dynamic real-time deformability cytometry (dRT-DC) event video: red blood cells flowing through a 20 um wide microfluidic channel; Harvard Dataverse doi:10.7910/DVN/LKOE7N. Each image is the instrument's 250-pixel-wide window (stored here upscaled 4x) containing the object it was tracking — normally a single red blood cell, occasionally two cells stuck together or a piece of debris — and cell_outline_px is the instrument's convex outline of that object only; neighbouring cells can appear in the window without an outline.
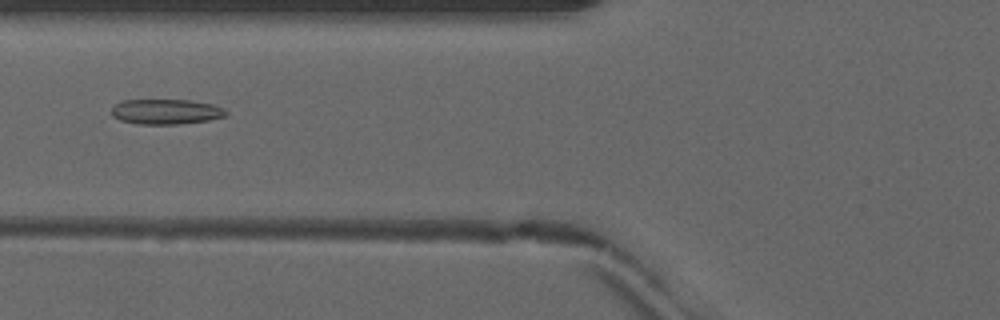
{"species": "common noctule bat (a hibernating species)", "species_latin": "Nyctalus noctula", "temperature_condition": "warm", "stored_images_in_passage": 49, "camera_frame_rate_fps": 3000, "um_per_image_px": 0.085, "animal": {"sex": "male", "forearm_length_mm": 52.5}, "frame": {"image": 1, "passage_image": 19, "time_ms": 6.0, "image_size_px": [1000, 320], "cell_outline_px": [[228, 116], [208, 120], [180, 124], [136, 124], [120, 120], [112, 116], [112, 108], [116, 104], [124, 100], [188, 100], [212, 104], [224, 108], [228, 112]], "centroid_in_image_um": [14.13, 9.5], "position_along_channel_um": 111.7, "area_um2": 16.82}}
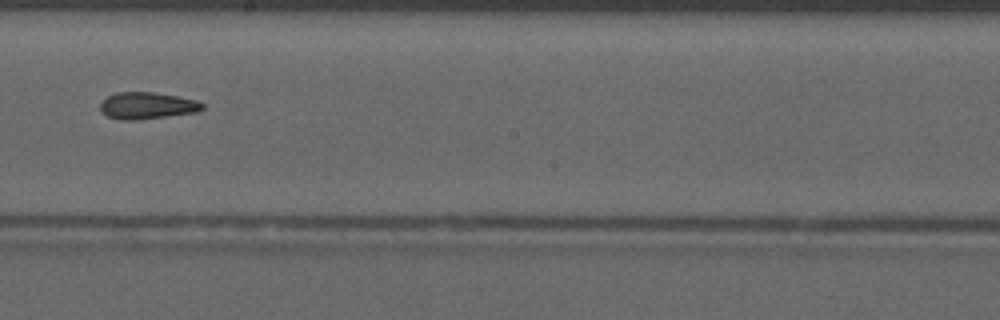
{"frame": {"image": 2, "passage_image": 28, "time_ms": 9.0, "image_size_px": [1000, 320], "cell_outline_px": [[204, 108], [196, 112], [140, 120], [120, 120], [108, 116], [100, 108], [100, 104], [108, 96], [116, 92], [152, 92], [176, 96], [196, 100], [204, 104]], "centroid_in_image_um": [12.51, 8.98], "position_along_channel_um": 235.7, "area_um2": 15.84}}
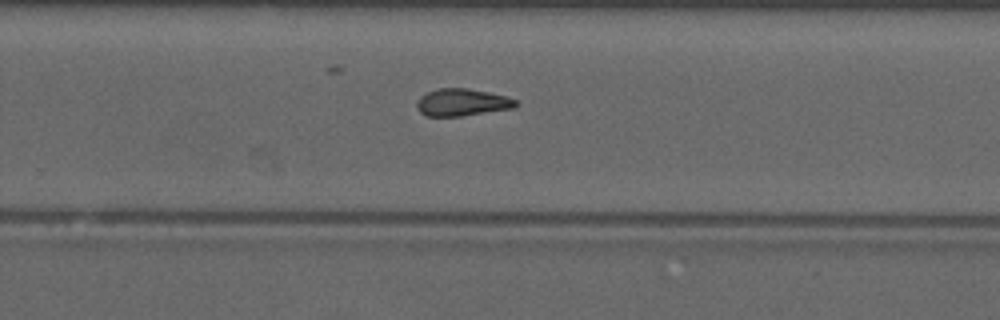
{"frame": {"image": 3, "passage_image": 32, "time_ms": 10.333, "image_size_px": [1000, 320], "cell_outline_px": [[520, 104], [512, 108], [460, 116], [424, 116], [416, 108], [416, 104], [420, 96], [436, 88], [468, 88], [488, 92], [504, 96], [516, 100]], "centroid_in_image_um": [39.24, 8.7], "position_along_channel_um": 290.6, "area_um2": 15.66}, "authors_computed_cell_mechanics": {"area_um2": 16.0684, "velocity_mm_per_s": 4.1385, "shape_relaxation_time_tau1_ms": null, "shape_relaxation_time_tau2_ms": 2.7529, "deformation_change_tau1": null, "deformation_change_tau2": 0.1025}}